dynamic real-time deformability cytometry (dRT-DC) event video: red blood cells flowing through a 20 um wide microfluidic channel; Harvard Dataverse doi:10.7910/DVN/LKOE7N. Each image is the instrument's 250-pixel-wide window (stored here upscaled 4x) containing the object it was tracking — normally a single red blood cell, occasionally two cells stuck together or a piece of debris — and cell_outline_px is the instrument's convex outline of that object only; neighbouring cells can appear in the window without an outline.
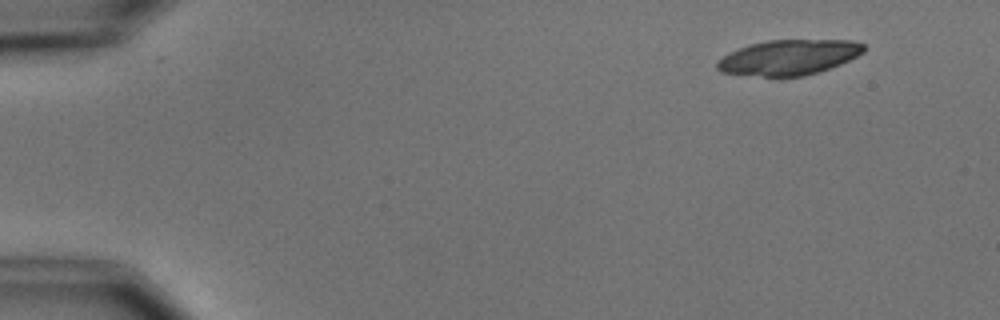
{"species": "common noctule bat (a hibernating species)", "species_latin": "Nyctalus noctula", "temperature_condition": "cold", "stored_images_in_passage": 6, "camera_frame_rate_fps": 3000, "um_per_image_px": 0.085, "animal": {"sex": "male", "body_mass_g": 15.6}, "frame": {"image": 1, "passage_image": 1, "time_ms": 0.0, "image_size_px": [1000, 320], "cell_outline_px": [[864, 52], [840, 64], [804, 76], [764, 76], [720, 72], [716, 68], [716, 60], [728, 52], [748, 44], [768, 40], [852, 40], [864, 44]], "centroid_in_image_um": [67.0, 4.86], "position_along_channel_um": 18.0, "area_um2": 30.0}}
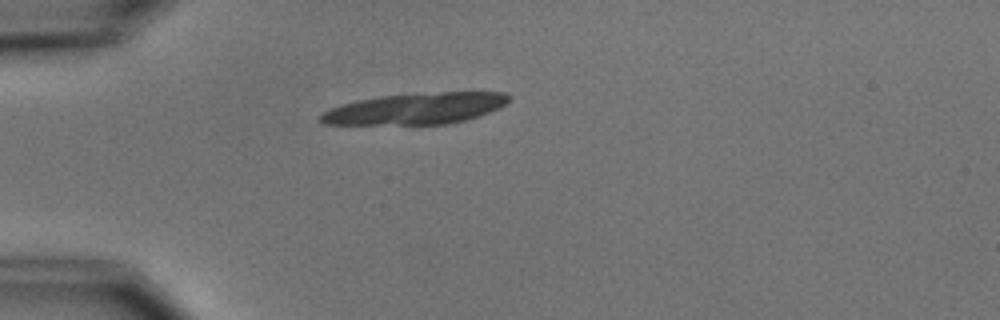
{"frame": {"image": 2, "passage_image": 4, "time_ms": 3.333, "image_size_px": [1000, 320], "cell_outline_px": [[512, 96], [504, 104], [480, 116], [448, 124], [324, 124], [316, 120], [316, 116], [340, 104], [356, 100], [380, 96], [440, 92], [504, 92]], "centroid_in_image_um": [35.28, 9.23], "position_along_channel_um": 49.7, "area_um2": 34.16}}